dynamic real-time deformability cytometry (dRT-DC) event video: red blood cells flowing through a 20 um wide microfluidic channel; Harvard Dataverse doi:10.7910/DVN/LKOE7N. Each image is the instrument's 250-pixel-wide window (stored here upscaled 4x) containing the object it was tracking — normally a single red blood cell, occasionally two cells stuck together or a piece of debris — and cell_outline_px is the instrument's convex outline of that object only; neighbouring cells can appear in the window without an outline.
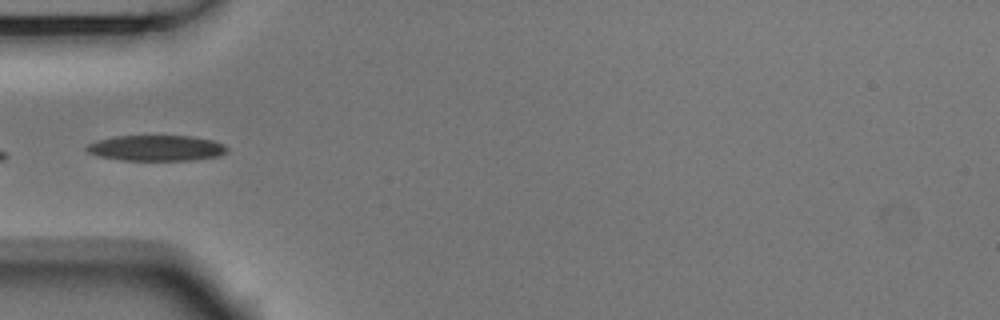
{"species": "Egyptian fruit bat (a non-hibernating species)", "species_latin": "Rousettus aegyptiacus", "temperature_condition": "room temperature", "stored_images_in_passage": 7, "camera_frame_rate_fps": 3000, "um_per_image_px": 0.085, "animal": {"sex": "male"}, "frame": {"image": 1, "passage_image": 4, "time_ms": 1.0, "image_size_px": [1000, 320], "cell_outline_px": [[228, 152], [216, 156], [192, 160], [120, 160], [100, 156], [88, 152], [84, 148], [88, 144], [96, 140], [112, 136], [192, 136], [212, 140], [224, 144], [228, 148]], "centroid_in_image_um": [13.27, 12.58], "position_along_channel_um": 71.7, "area_um2": 21.04}}
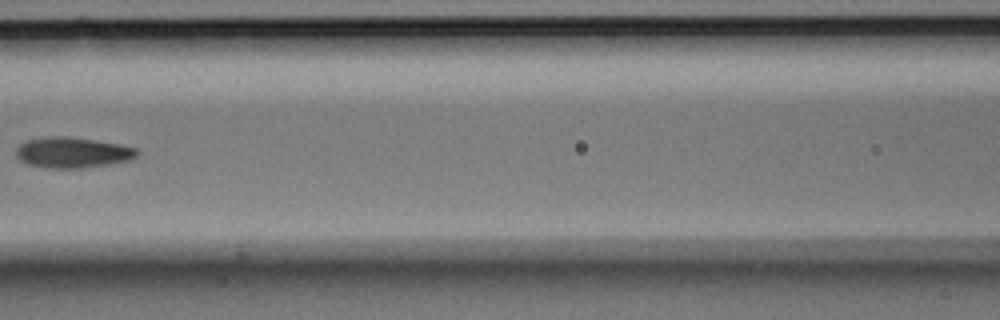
{"frame": {"image": 2, "passage_image": 6, "time_ms": 1.667, "image_size_px": [1000, 320], "cell_outline_px": [[140, 156], [132, 160], [84, 168], [44, 168], [28, 164], [20, 160], [16, 156], [16, 148], [20, 144], [28, 140], [48, 136], [68, 136], [120, 144], [136, 148], [140, 152]], "centroid_in_image_um": [6.2, 12.97], "position_along_channel_um": 160.4, "area_um2": 21.85}}
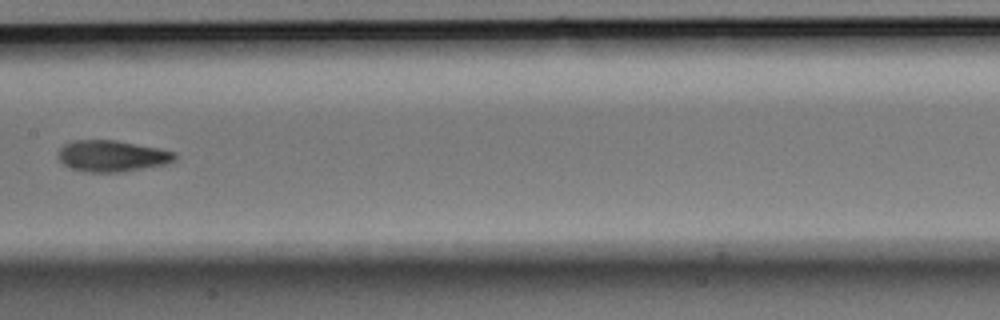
{"frame": {"image": 3, "passage_image": 7, "time_ms": 2.0, "image_size_px": [1000, 320], "cell_outline_px": [[176, 160], [168, 164], [120, 172], [88, 172], [68, 168], [60, 160], [60, 148], [64, 144], [72, 140], [116, 140], [160, 148], [176, 152]], "centroid_in_image_um": [9.56, 13.26], "position_along_channel_um": 197.8, "area_um2": 21.39}}